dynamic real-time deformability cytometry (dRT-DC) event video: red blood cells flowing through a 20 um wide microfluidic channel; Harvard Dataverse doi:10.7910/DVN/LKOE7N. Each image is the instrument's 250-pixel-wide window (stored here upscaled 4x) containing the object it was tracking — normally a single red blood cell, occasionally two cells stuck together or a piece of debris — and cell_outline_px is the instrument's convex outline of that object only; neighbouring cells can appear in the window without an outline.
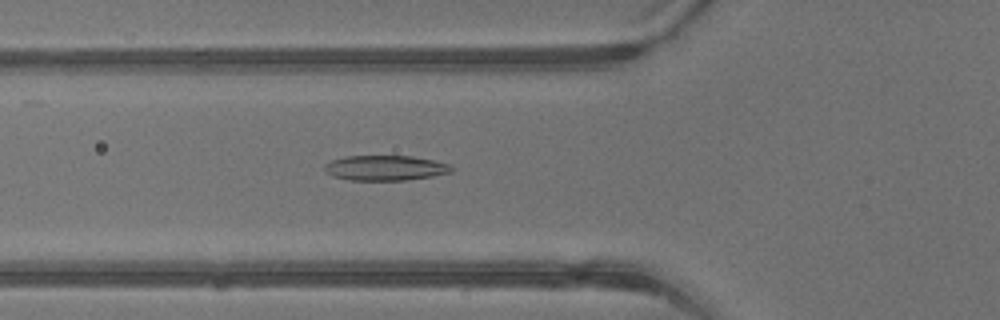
{"species": "common noctule bat (a hibernating species)", "species_latin": "Nyctalus noctula", "temperature_condition": "warm", "stored_images_in_passage": 41, "camera_frame_rate_fps": 3000, "um_per_image_px": 0.085, "animal": {"sex": "male", "body_mass_g": 13.3}, "frame": {"image": 1, "passage_image": 15, "time_ms": 4.667, "image_size_px": [1000, 320], "cell_outline_px": [[452, 172], [432, 176], [404, 180], [348, 180], [332, 176], [324, 172], [324, 164], [332, 160], [344, 156], [412, 156], [452, 164]], "centroid_in_image_um": [32.72, 14.27], "position_along_channel_um": 93.1, "area_um2": 18.67}}
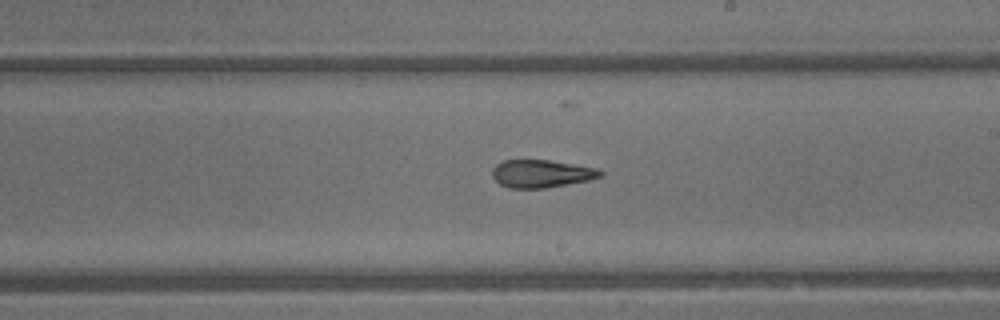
{"frame": {"image": 2, "passage_image": 24, "time_ms": 7.667, "image_size_px": [1000, 320], "cell_outline_px": [[604, 176], [588, 180], [544, 188], [508, 188], [500, 184], [492, 176], [492, 168], [500, 160], [548, 160], [600, 168], [604, 172]], "centroid_in_image_um": [46.03, 14.75], "position_along_channel_um": 243.0, "area_um2": 17.63}}
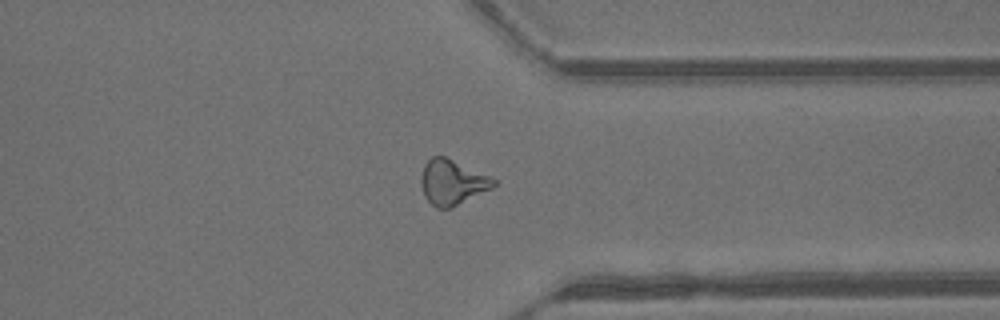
{"frame": {"image": 3, "passage_image": 32, "time_ms": 10.333, "image_size_px": [1000, 320], "cell_outline_px": [[496, 184], [492, 188], [452, 208], [436, 208], [424, 196], [420, 184], [420, 180], [424, 164], [432, 156], [444, 156], [488, 176], [496, 180]], "centroid_in_image_um": [38.41, 15.51], "position_along_channel_um": 373.0, "area_um2": 18.84}, "authors_computed_cell_mechanics": {"area_um2": 18.8428, "velocity_mm_per_s": 4.9872, "shape_relaxation_time_tau1_ms": 4.5226, "shape_relaxation_time_tau2_ms": 1.6642, "deformation_change_tau1": 0.1803, "deformation_change_tau2": 0.1004}}